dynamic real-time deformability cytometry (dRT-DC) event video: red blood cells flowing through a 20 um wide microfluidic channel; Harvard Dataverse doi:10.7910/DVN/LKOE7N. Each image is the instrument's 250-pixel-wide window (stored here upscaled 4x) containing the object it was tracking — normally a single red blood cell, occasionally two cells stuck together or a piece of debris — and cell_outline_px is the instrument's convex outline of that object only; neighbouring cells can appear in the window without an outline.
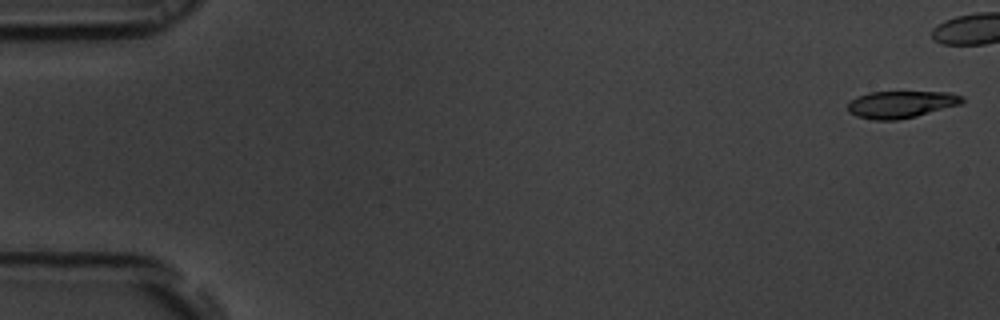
{"species": "common noctule bat (a hibernating species)", "species_latin": "Nyctalus noctula", "temperature_condition": "room temperature", "stored_images_in_passage": 43, "camera_frame_rate_fps": 3000, "um_per_image_px": 0.085, "animal": {"sex": "male", "body_mass_g": 19.5, "forearm_length_mm": 54.6}, "frame": {"image": 1, "passage_image": 1, "time_ms": 0.0, "image_size_px": [1000, 320], "cell_outline_px": [[964, 100], [960, 104], [916, 116], [896, 120], [872, 120], [856, 116], [848, 112], [848, 104], [856, 96], [868, 92], [948, 92], [964, 96]], "centroid_in_image_um": [76.56, 8.87], "position_along_channel_um": 8.4, "area_um2": 18.03}}
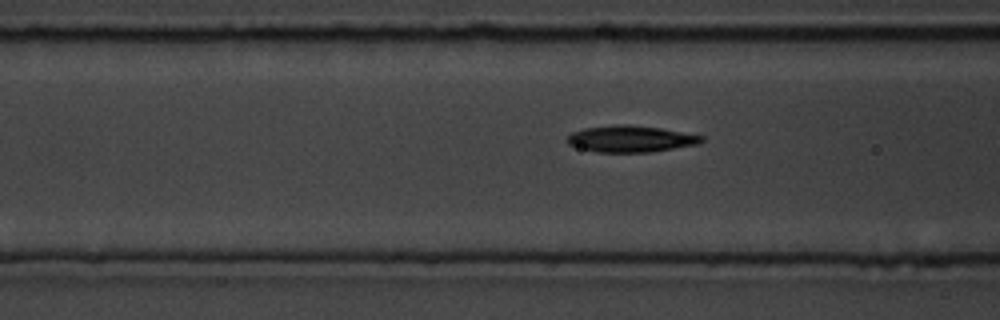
{"frame": {"image": 2, "passage_image": 21, "time_ms": 6.667, "image_size_px": [1000, 320], "cell_outline_px": [[704, 140], [700, 144], [648, 152], [596, 152], [580, 148], [568, 144], [564, 140], [572, 132], [584, 128], [616, 124], [628, 124], [660, 128], [704, 136]], "centroid_in_image_um": [53.58, 11.8], "position_along_channel_um": 113.0, "area_um2": 20.81}}
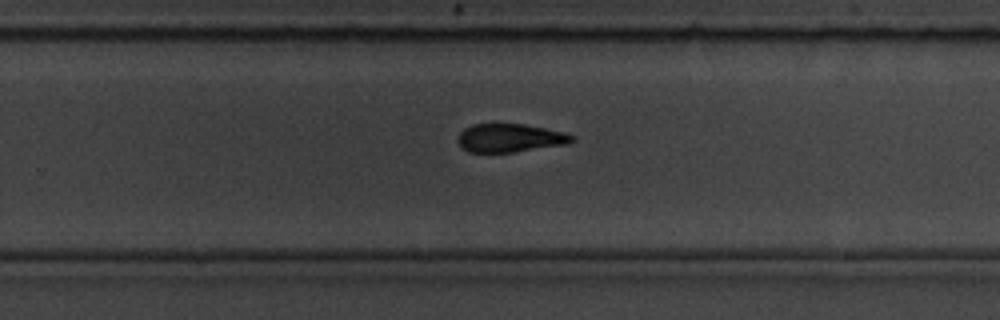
{"frame": {"image": 3, "passage_image": 35, "time_ms": 11.333, "image_size_px": [1000, 320], "cell_outline_px": [[576, 140], [568, 144], [512, 152], [468, 152], [456, 140], [460, 132], [464, 128], [472, 124], [492, 120], [524, 124], [568, 132], [576, 136]], "centroid_in_image_um": [43.36, 11.67], "position_along_channel_um": 286.4, "area_um2": 19.83}}